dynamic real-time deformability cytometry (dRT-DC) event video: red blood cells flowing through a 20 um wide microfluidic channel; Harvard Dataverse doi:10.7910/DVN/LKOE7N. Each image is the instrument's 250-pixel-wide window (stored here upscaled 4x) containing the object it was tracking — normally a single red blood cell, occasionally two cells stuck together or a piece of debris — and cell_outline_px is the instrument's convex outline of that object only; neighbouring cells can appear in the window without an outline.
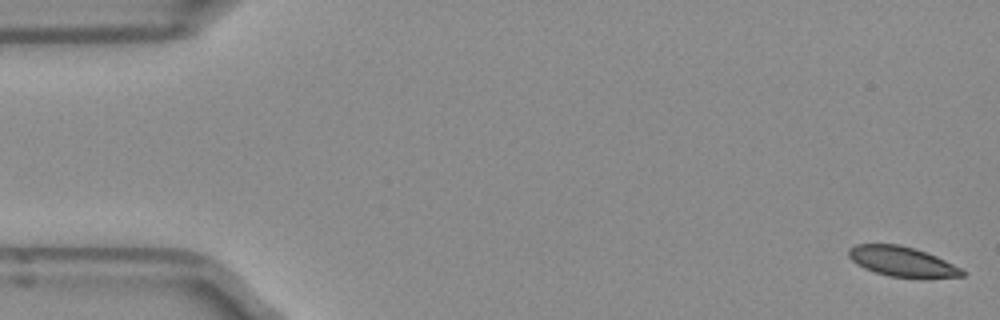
{"species": "Egyptian fruit bat (a non-hibernating species)", "species_latin": "Rousettus aegyptiacus", "temperature_condition": "room temperature", "stored_images_in_passage": 51, "camera_frame_rate_fps": 3000, "um_per_image_px": 0.085, "frame": {"image": 1, "passage_image": 1, "time_ms": 0.0, "image_size_px": [1000, 320], "cell_outline_px": [[968, 272], [964, 276], [888, 276], [864, 268], [856, 264], [848, 256], [848, 248], [856, 244], [896, 244], [912, 248], [936, 256]], "centroid_in_image_um": [76.6, 22.2], "position_along_channel_um": 8.4, "area_um2": 19.13}}
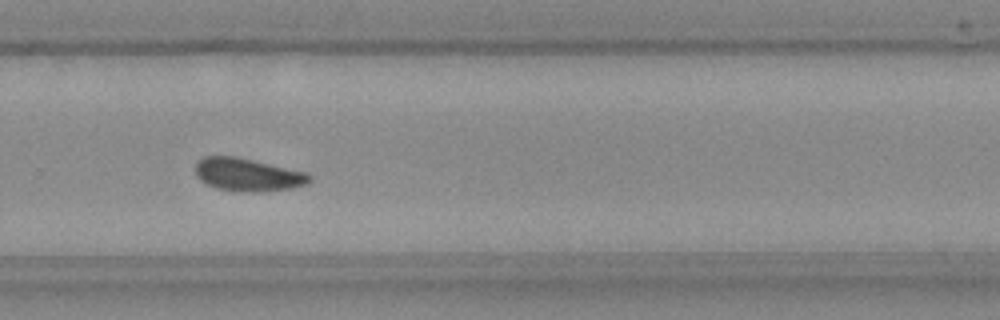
{"frame": {"image": 2, "passage_image": 34, "time_ms": 11.0, "image_size_px": [1000, 320], "cell_outline_px": [[312, 180], [304, 184], [292, 188], [260, 192], [240, 192], [216, 188], [200, 180], [196, 176], [196, 164], [204, 156], [236, 156], [308, 172], [312, 176]], "centroid_in_image_um": [21.08, 14.85], "position_along_channel_um": 308.7, "area_um2": 22.02}}
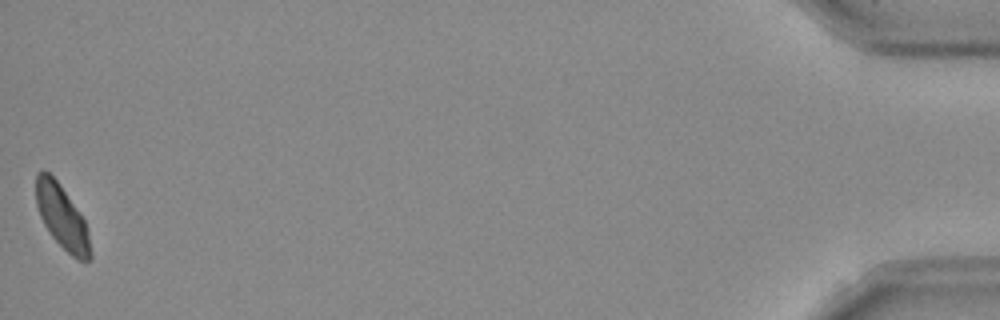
{"frame": {"image": 3, "passage_image": 51, "time_ms": 16.667, "image_size_px": [1000, 320], "cell_outline_px": [[92, 260], [76, 260], [52, 236], [44, 224], [40, 216], [36, 204], [36, 172], [44, 168], [60, 184], [84, 220], [88, 232], [92, 252]], "centroid_in_image_um": [5.27, 18.44], "position_along_channel_um": 429.9, "area_um2": 20.06}, "authors_computed_cell_mechanics": {"area_um2": 21.3282, "velocity_mm_per_s": 3.9306, "shape_relaxation_time_tau1_ms": 5.7398, "shape_relaxation_time_tau2_ms": null, "deformation_change_tau1": 0.0992, "deformation_change_tau2": null}}